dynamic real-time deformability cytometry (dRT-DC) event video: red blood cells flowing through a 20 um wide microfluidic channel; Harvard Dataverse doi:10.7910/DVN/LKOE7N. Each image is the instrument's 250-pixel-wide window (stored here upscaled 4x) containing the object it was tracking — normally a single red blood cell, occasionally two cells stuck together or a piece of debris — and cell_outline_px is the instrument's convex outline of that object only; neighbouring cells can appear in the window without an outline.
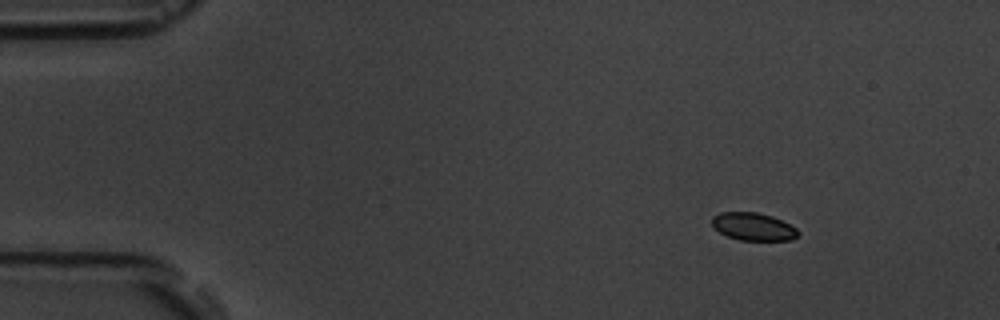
{"species": "common noctule bat (a hibernating species)", "species_latin": "Nyctalus noctula", "temperature_condition": "room temperature", "stored_images_in_passage": 4, "camera_frame_rate_fps": 3000, "um_per_image_px": 0.085, "animal": {"sex": "male", "body_mass_g": 19.5, "forearm_length_mm": 54.6}, "frame": {"image": 1, "passage_image": 1, "time_ms": 0.0, "image_size_px": [1000, 320], "cell_outline_px": [[800, 232], [792, 240], [740, 240], [728, 236], [720, 232], [712, 224], [712, 216], [720, 212], [756, 212], [772, 216], [796, 228]], "centroid_in_image_um": [64.02, 19.26], "position_along_channel_um": 21.0, "area_um2": 13.76}}
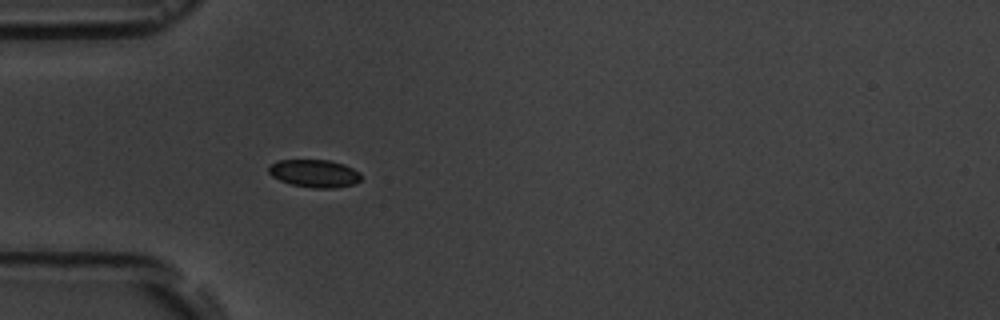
{"frame": {"image": 2, "passage_image": 4, "time_ms": 3.333, "image_size_px": [1000, 320], "cell_outline_px": [[360, 180], [352, 184], [336, 188], [312, 188], [292, 184], [280, 180], [272, 176], [268, 172], [268, 168], [272, 164], [280, 160], [328, 160], [344, 164], [360, 172]], "centroid_in_image_um": [26.73, 14.74], "position_along_channel_um": 58.3, "area_um2": 14.8}}